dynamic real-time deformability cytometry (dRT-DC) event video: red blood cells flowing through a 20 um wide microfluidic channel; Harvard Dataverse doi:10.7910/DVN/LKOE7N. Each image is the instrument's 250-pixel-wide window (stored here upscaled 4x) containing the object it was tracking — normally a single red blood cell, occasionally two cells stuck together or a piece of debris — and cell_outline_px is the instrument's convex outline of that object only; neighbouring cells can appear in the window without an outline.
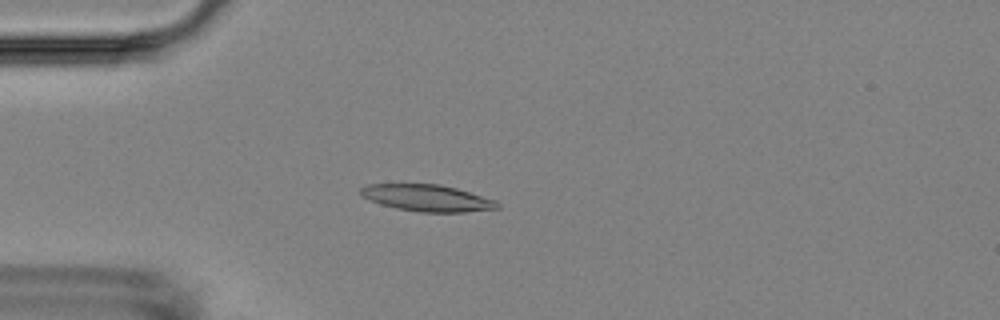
{"species": "Egyptian fruit bat (a non-hibernating species)", "species_latin": "Rousettus aegyptiacus", "temperature_condition": "room temperature", "stored_images_in_passage": 10, "camera_frame_rate_fps": 3000, "um_per_image_px": 0.085, "animal": {"sex": "female"}, "frame": {"image": 1, "passage_image": 4, "time_ms": 3.667, "image_size_px": [1000, 320], "cell_outline_px": [[500, 208], [464, 212], [420, 212], [396, 208], [380, 204], [368, 200], [360, 196], [360, 188], [364, 184], [440, 184], [456, 188], [496, 200], [500, 204]], "centroid_in_image_um": [36.27, 16.82], "position_along_channel_um": 48.7, "area_um2": 21.39}}
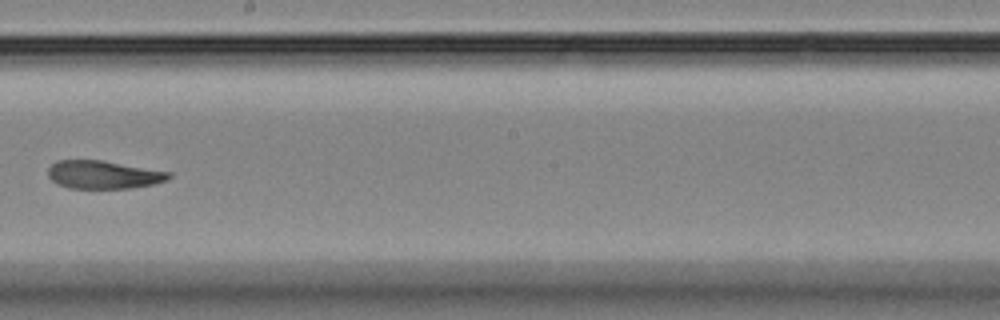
{"frame": {"image": 2, "passage_image": 9, "time_ms": 9.333, "image_size_px": [1000, 320], "cell_outline_px": [[172, 176], [168, 180], [152, 184], [132, 188], [68, 188], [56, 184], [48, 176], [48, 168], [56, 160], [100, 160], [172, 172]], "centroid_in_image_um": [8.78, 14.85], "position_along_channel_um": 239.4, "area_um2": 19.83}}
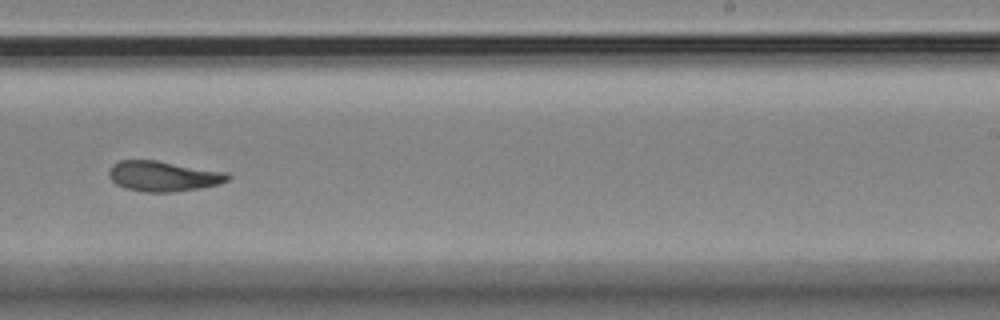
{"frame": {"image": 3, "passage_image": 10, "time_ms": 10.333, "image_size_px": [1000, 320], "cell_outline_px": [[232, 176], [228, 180], [220, 184], [200, 188], [172, 192], [144, 192], [124, 188], [116, 184], [108, 176], [108, 172], [112, 164], [120, 160], [156, 160], [228, 172]], "centroid_in_image_um": [13.89, 14.97], "position_along_channel_um": 275.1, "area_um2": 21.21}}